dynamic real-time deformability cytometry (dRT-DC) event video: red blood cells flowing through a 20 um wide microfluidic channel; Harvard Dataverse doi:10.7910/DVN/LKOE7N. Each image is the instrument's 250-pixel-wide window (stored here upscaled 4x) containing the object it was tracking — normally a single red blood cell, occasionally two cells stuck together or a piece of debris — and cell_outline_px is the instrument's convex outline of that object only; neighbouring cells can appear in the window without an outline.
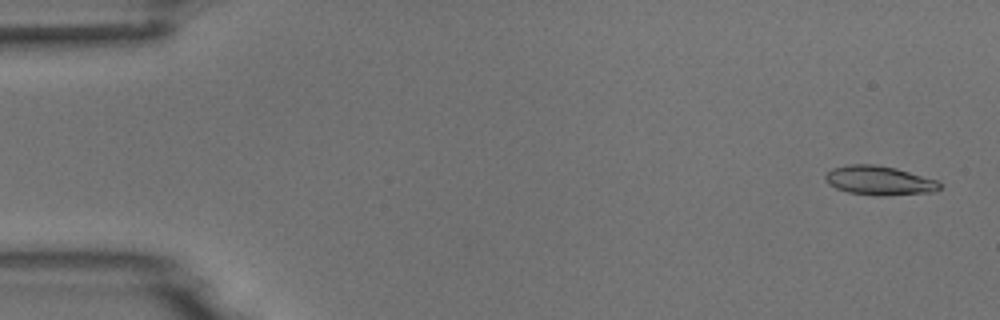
{"species": "common noctule bat (a hibernating species)", "species_latin": "Nyctalus noctula", "temperature_condition": "room temperature", "stored_images_in_passage": 4, "camera_frame_rate_fps": 3000, "um_per_image_px": 0.085, "animal": {"sex": "male", "body_mass_g": 18.8}, "frame": {"image": 1, "passage_image": 1, "time_ms": 0.0, "image_size_px": [1000, 320], "cell_outline_px": [[944, 184], [940, 188], [932, 192], [880, 196], [848, 192], [836, 188], [828, 184], [824, 180], [824, 176], [832, 168], [852, 164], [872, 164], [896, 168], [940, 180]], "centroid_in_image_um": [74.77, 15.34], "position_along_channel_um": 10.2, "area_um2": 19.59}}
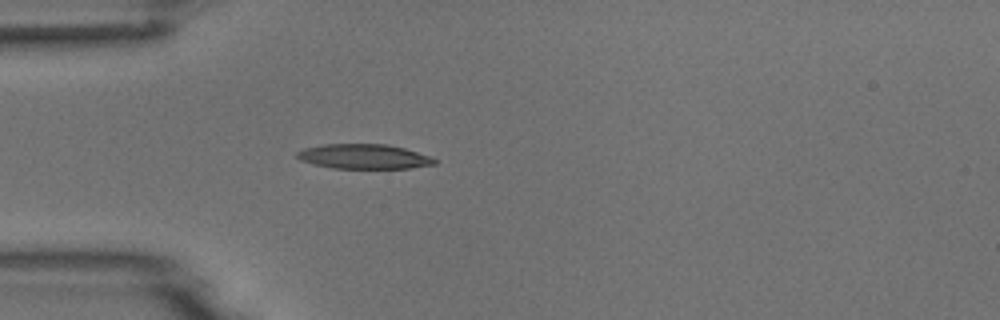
{"frame": {"image": 2, "passage_image": 4, "time_ms": 4.333, "image_size_px": [1000, 320], "cell_outline_px": [[436, 164], [412, 168], [332, 168], [300, 160], [296, 156], [296, 152], [304, 148], [324, 144], [388, 144], [404, 148], [428, 156], [436, 160]], "centroid_in_image_um": [30.92, 13.3], "position_along_channel_um": 54.1, "area_um2": 19.65}}